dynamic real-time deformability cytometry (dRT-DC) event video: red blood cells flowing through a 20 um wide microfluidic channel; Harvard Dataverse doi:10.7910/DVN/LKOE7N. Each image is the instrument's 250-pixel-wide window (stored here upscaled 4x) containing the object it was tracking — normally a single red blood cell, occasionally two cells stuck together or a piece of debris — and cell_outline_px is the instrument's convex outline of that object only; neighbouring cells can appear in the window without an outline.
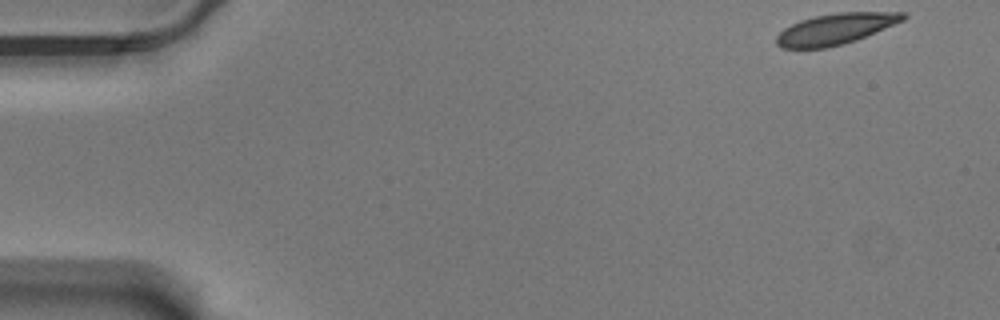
{"species": "Egyptian fruit bat (a non-hibernating species)", "species_latin": "Rousettus aegyptiacus", "temperature_condition": "warm", "stored_images_in_passage": 56, "camera_frame_rate_fps": 3000, "um_per_image_px": 0.085, "animal": {"sex": "male"}, "frame": {"image": 1, "passage_image": 1, "time_ms": 0.0, "image_size_px": [1000, 320], "cell_outline_px": [[908, 16], [904, 20], [856, 40], [844, 44], [824, 48], [780, 48], [776, 44], [776, 36], [784, 28], [800, 20], [816, 16], [836, 12], [908, 12]], "centroid_in_image_um": [71.02, 2.45], "position_along_channel_um": 14.0, "area_um2": 22.83}}
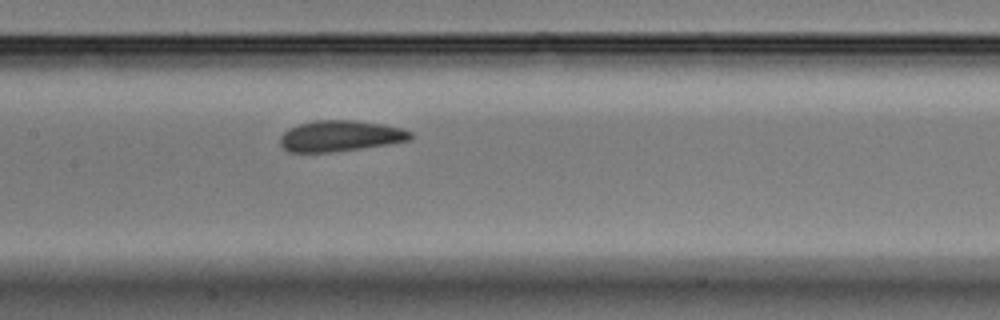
{"frame": {"image": 2, "passage_image": 26, "time_ms": 8.333, "image_size_px": [1000, 320], "cell_outline_px": [[412, 140], [388, 144], [332, 152], [288, 152], [280, 144], [280, 136], [288, 128], [300, 124], [316, 120], [356, 120], [384, 124], [400, 128], [412, 132]], "centroid_in_image_um": [28.92, 11.55], "position_along_channel_um": 178.5, "area_um2": 23.52}}
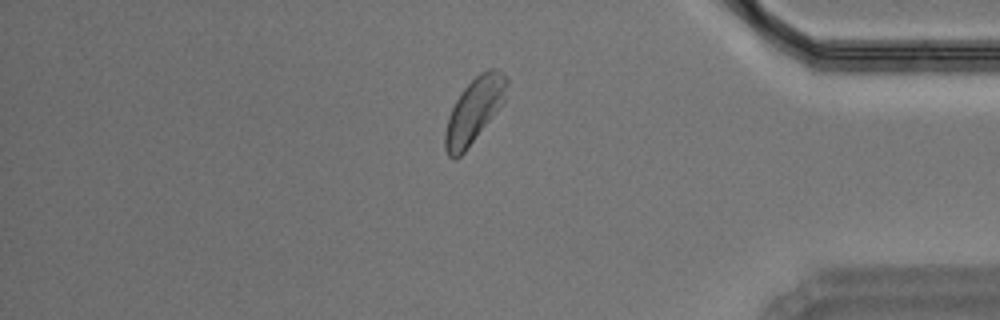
{"frame": {"image": 3, "passage_image": 47, "time_ms": 15.333, "image_size_px": [1000, 320], "cell_outline_px": [[508, 84], [504, 100], [464, 152], [456, 160], [452, 160], [448, 156], [444, 148], [444, 132], [448, 116], [456, 100], [464, 88], [480, 72], [488, 68], [496, 68], [508, 80]], "centroid_in_image_um": [40.26, 9.39], "position_along_channel_um": 394.9, "area_um2": 22.77}, "authors_computed_cell_mechanics": {"area_um2": 23.2067, "velocity_mm_per_s": 3.4565, "shape_relaxation_time_tau1_ms": 3.2011, "shape_relaxation_time_tau2_ms": null, "deformation_change_tau1": 0.0922, "deformation_change_tau2": null}}